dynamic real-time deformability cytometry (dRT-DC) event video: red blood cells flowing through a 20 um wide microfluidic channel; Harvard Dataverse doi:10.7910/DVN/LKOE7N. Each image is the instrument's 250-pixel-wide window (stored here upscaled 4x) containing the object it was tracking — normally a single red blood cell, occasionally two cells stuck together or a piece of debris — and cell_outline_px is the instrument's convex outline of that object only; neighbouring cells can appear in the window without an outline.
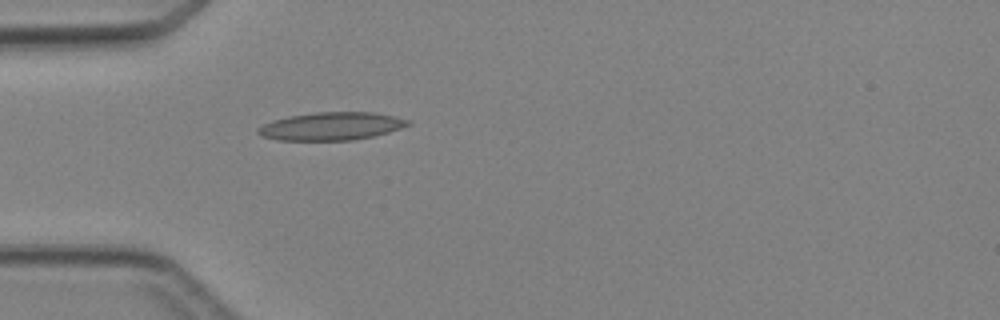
{"species": "Egyptian fruit bat (a non-hibernating species)", "species_latin": "Rousettus aegyptiacus", "temperature_condition": "cold", "stored_images_in_passage": 33, "camera_frame_rate_fps": 3000, "um_per_image_px": 0.085, "animal": {"sex": "female"}, "frame": {"image": 1, "passage_image": 1, "time_ms": 0.0, "image_size_px": [1000, 320], "cell_outline_px": [[412, 124], [376, 136], [352, 140], [276, 140], [260, 136], [256, 132], [256, 128], [272, 120], [288, 116], [316, 112], [372, 112], [412, 120]], "centroid_in_image_um": [28.14, 10.73], "position_along_channel_um": 56.9, "area_um2": 24.57}}
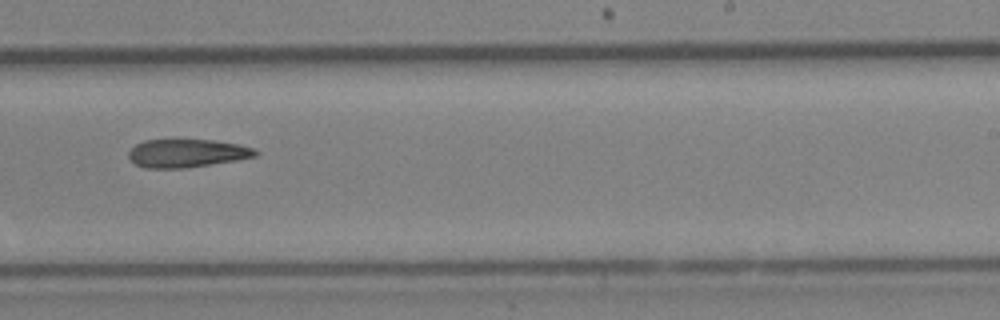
{"frame": {"image": 2, "passage_image": 16, "time_ms": 5.0, "image_size_px": [1000, 320], "cell_outline_px": [[260, 152], [256, 156], [236, 160], [184, 168], [144, 168], [136, 164], [128, 156], [128, 152], [136, 144], [144, 140], [212, 140], [236, 144], [252, 148]], "centroid_in_image_um": [15.86, 13.03], "position_along_channel_um": 273.1, "area_um2": 20.58}}
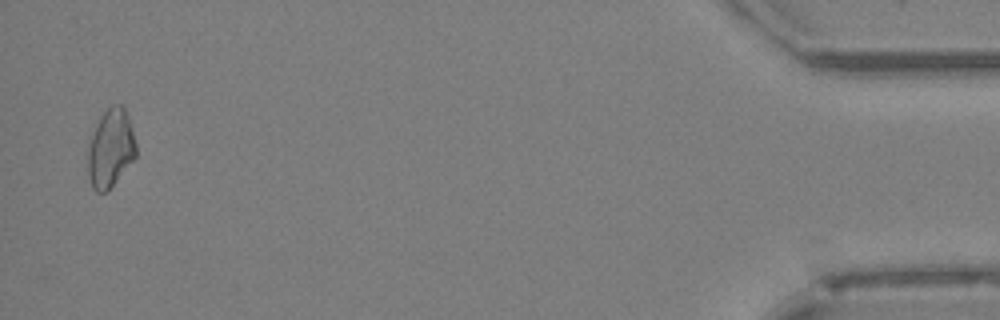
{"frame": {"image": 3, "passage_image": 32, "time_ms": 10.333, "image_size_px": [1000, 320], "cell_outline_px": [[136, 156], [112, 184], [104, 192], [96, 192], [92, 188], [88, 176], [88, 144], [96, 124], [100, 116], [112, 104], [124, 104], [132, 128], [136, 144]], "centroid_in_image_um": [9.39, 12.56], "position_along_channel_um": 425.8, "area_um2": 21.79}}